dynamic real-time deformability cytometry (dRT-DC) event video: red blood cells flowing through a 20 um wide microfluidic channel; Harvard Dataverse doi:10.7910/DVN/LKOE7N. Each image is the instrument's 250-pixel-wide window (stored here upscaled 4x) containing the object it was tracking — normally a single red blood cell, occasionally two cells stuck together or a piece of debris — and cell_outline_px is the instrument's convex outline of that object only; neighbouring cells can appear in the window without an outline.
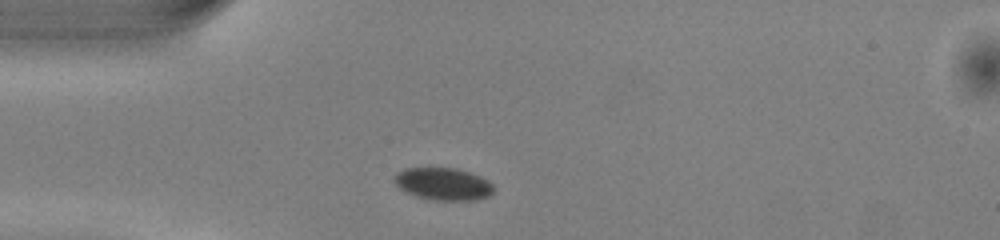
{"species": "common noctule bat (a hibernating species)", "species_latin": "Nyctalus noctula", "temperature_condition": "warm", "stored_images_in_passage": 38, "camera_frame_rate_fps": 3000, "um_per_image_px": 0.085, "animal": {"sex": "male", "body_mass_g": 13.0, "forearm_length_mm": 53.1}, "frame": {"image": 1, "passage_image": 1, "time_ms": 0.0, "image_size_px": [1000, 240], "cell_outline_px": [[492, 192], [488, 196], [476, 200], [432, 200], [416, 196], [400, 188], [396, 184], [396, 172], [404, 168], [456, 168], [480, 176], [488, 180], [492, 184]], "centroid_in_image_um": [37.68, 15.63], "position_along_channel_um": 47.3, "area_um2": 18.5}}
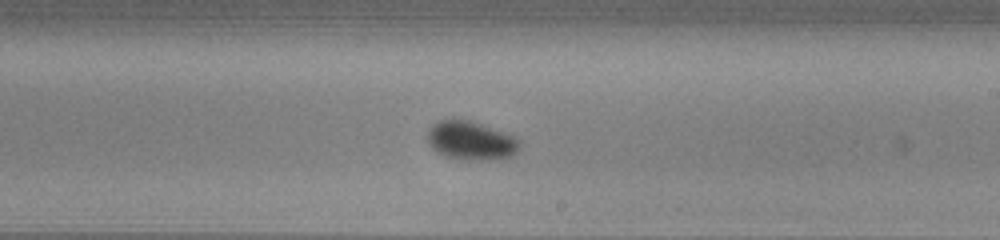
{"frame": {"image": 2, "passage_image": 17, "time_ms": 5.333, "image_size_px": [1000, 240], "cell_outline_px": [[520, 148], [512, 156], [500, 160], [460, 160], [444, 156], [436, 152], [428, 144], [428, 128], [432, 124], [440, 120], [452, 116], [468, 120], [516, 136], [520, 140]], "centroid_in_image_um": [40.01, 11.95], "position_along_channel_um": 249.0, "area_um2": 21.5}}
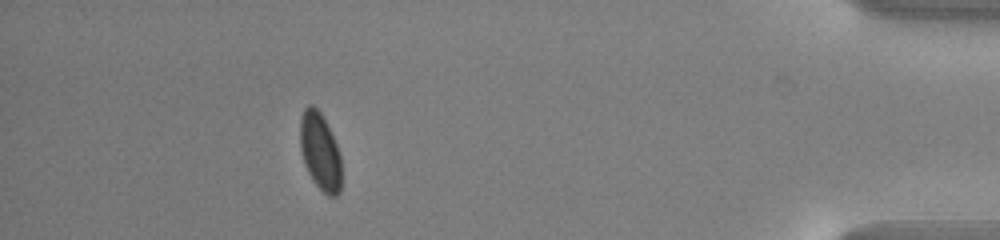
{"frame": {"image": 3, "passage_image": 33, "time_ms": 10.667, "image_size_px": [1000, 240], "cell_outline_px": [[340, 192], [336, 196], [328, 196], [312, 180], [304, 164], [300, 148], [300, 116], [304, 108], [308, 104], [312, 104], [320, 112], [340, 152]], "centroid_in_image_um": [27.18, 12.87], "position_along_channel_um": 408.0, "area_um2": 18.5}}